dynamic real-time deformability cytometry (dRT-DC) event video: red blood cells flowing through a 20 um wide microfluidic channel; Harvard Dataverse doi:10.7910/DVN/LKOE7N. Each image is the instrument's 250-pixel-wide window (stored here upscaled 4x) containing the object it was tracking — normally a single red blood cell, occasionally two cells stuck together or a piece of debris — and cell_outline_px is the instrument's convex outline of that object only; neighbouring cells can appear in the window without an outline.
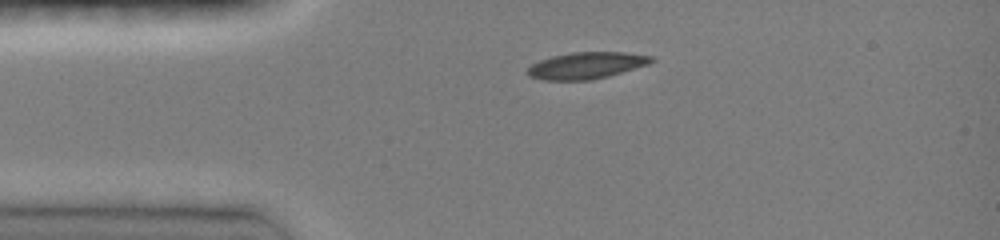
{"species": "common noctule bat (a hibernating species)", "species_latin": "Nyctalus noctula", "temperature_condition": "room temperature", "stored_images_in_passage": 35, "camera_frame_rate_fps": 3000, "um_per_image_px": 0.085, "animal": {"sex": "female", "body_mass_g": 19.0, "forearm_length_mm": 51.5}, "frame": {"image": 1, "passage_image": 1, "time_ms": 0.0, "image_size_px": [1000, 240], "cell_outline_px": [[656, 60], [648, 64], [608, 76], [592, 80], [544, 80], [528, 76], [524, 72], [532, 64], [540, 60], [552, 56], [572, 52], [624, 52], [652, 56]], "centroid_in_image_um": [49.81, 5.56], "position_along_channel_um": 35.2, "area_um2": 19.25}}
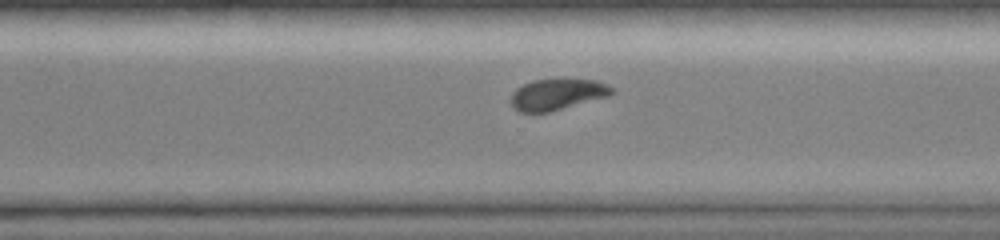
{"frame": {"image": 2, "passage_image": 24, "time_ms": 7.667, "image_size_px": [1000, 240], "cell_outline_px": [[616, 92], [608, 96], [548, 112], [520, 112], [512, 108], [508, 100], [512, 92], [516, 88], [532, 80], [596, 80], [612, 88]], "centroid_in_image_um": [47.28, 8.04], "position_along_channel_um": 323.3, "area_um2": 18.15}}
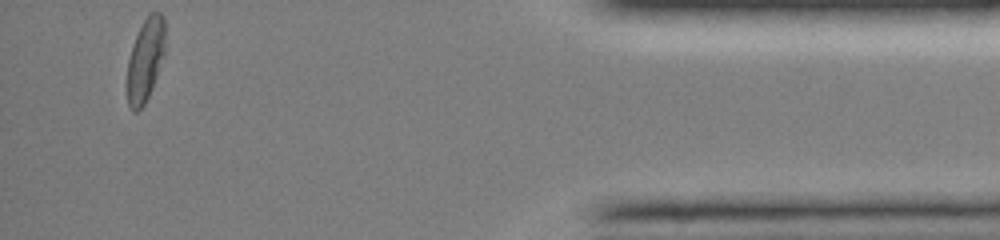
{"frame": {"image": 3, "passage_image": 35, "time_ms": 11.333, "image_size_px": [1000, 240], "cell_outline_px": [[164, 52], [152, 88], [144, 104], [136, 112], [132, 112], [128, 104], [128, 60], [132, 44], [140, 24], [148, 12], [160, 12], [164, 16]], "centroid_in_image_um": [12.35, 5.02], "position_along_channel_um": 422.9, "area_um2": 18.26}, "authors_computed_cell_mechanics": {"area_um2": 19.5364, "velocity_mm_per_s": 4.1013, "shape_relaxation_time_tau1_ms": 4.164, "shape_relaxation_time_tau2_ms": 6.1921, "deformation_change_tau1": 0.1497, "deformation_change_tau2": 0.0887}}